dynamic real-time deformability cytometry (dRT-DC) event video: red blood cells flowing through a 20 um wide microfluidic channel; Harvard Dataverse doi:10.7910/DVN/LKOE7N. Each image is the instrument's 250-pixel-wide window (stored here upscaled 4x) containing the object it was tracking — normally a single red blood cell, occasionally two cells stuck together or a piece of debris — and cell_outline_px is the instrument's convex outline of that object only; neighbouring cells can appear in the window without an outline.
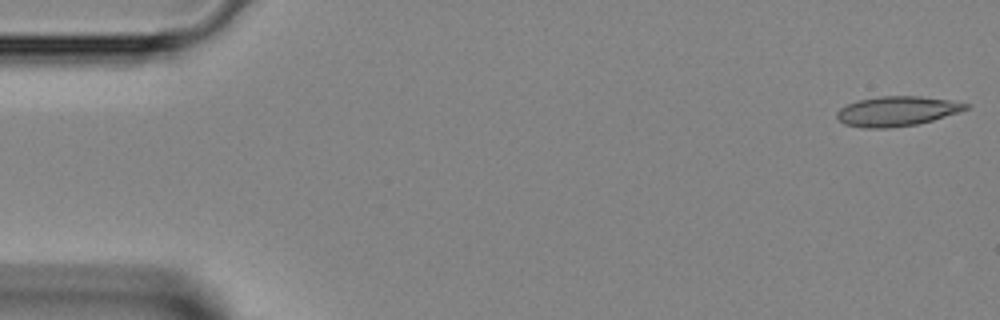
{"species": "Egyptian fruit bat (a non-hibernating species)", "species_latin": "Rousettus aegyptiacus", "temperature_condition": "room temperature", "stored_images_in_passage": 32, "camera_frame_rate_fps": 3000, "um_per_image_px": 0.085, "animal": {"sex": "female"}, "frame": {"image": 1, "passage_image": 1, "time_ms": 0.0, "image_size_px": [1000, 320], "cell_outline_px": [[972, 108], [960, 112], [932, 120], [916, 124], [888, 128], [864, 128], [844, 124], [836, 116], [836, 112], [840, 108], [856, 100], [880, 96], [920, 96], [948, 100], [972, 104]], "centroid_in_image_um": [76.26, 9.44], "position_along_channel_um": 8.7, "area_um2": 22.48}}
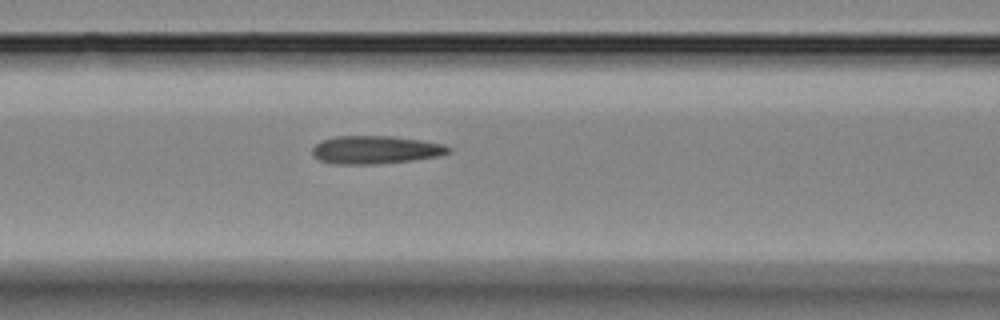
{"frame": {"image": 2, "passage_image": 18, "time_ms": 5.667, "image_size_px": [1000, 320], "cell_outline_px": [[452, 152], [440, 156], [412, 160], [376, 164], [336, 164], [320, 160], [312, 152], [312, 148], [320, 140], [336, 136], [392, 136], [420, 140], [444, 144], [452, 148]], "centroid_in_image_um": [31.95, 12.73], "position_along_channel_um": 134.6, "area_um2": 22.31}}
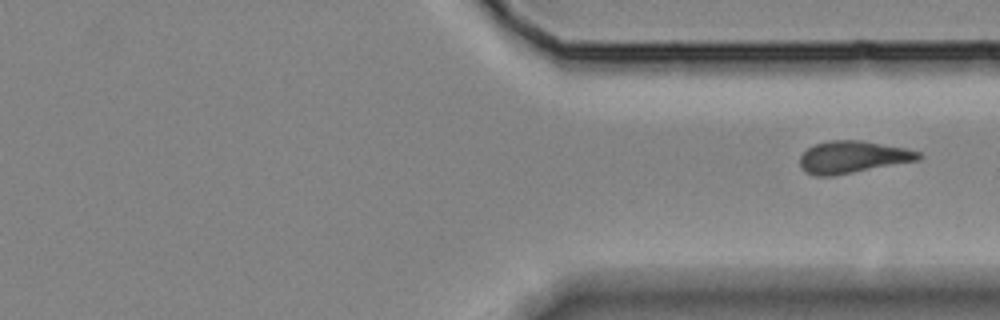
{"frame": {"image": 3, "passage_image": 32, "time_ms": 10.333, "image_size_px": [1000, 320], "cell_outline_px": [[924, 156], [920, 160], [832, 176], [816, 176], [808, 172], [800, 164], [800, 156], [808, 148], [816, 144], [828, 140], [860, 140], [904, 148], [920, 152]], "centroid_in_image_um": [72.51, 13.34], "position_along_channel_um": 338.9, "area_um2": 22.02}}